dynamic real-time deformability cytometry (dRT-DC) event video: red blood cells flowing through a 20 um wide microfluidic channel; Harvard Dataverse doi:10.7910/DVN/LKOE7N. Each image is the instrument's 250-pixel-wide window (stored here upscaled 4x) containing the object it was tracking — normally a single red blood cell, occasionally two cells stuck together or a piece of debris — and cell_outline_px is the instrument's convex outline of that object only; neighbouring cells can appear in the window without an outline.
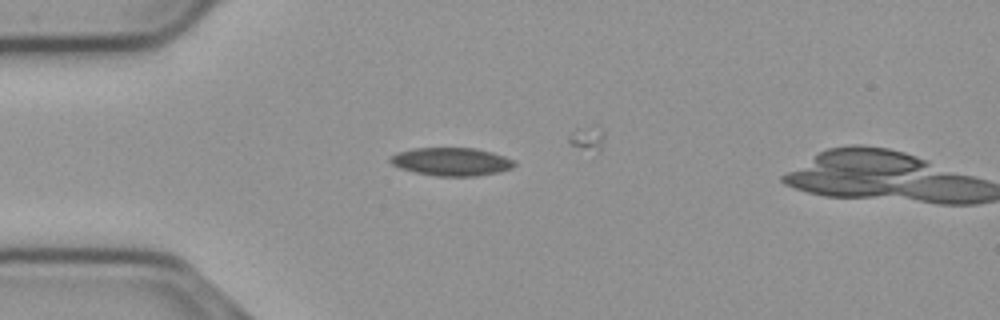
{"species": "common noctule bat (a hibernating species)", "species_latin": "Nyctalus noctula", "temperature_condition": "cold", "stored_images_in_passage": 13, "camera_frame_rate_fps": 3000, "um_per_image_px": 0.085, "animal": {"sex": "male", "body_mass_g": 23.1, "forearm_length_mm": 52.7}, "frame": {"image": 1, "passage_image": 11, "time_ms": 3.333, "image_size_px": [1000, 320], "cell_outline_px": [[516, 164], [512, 168], [496, 172], [476, 176], [436, 176], [416, 172], [400, 168], [392, 164], [388, 160], [388, 156], [396, 152], [412, 148], [476, 148], [492, 152], [504, 156], [512, 160]], "centroid_in_image_um": [38.31, 13.73], "position_along_channel_um": 46.7, "area_um2": 20.35}}